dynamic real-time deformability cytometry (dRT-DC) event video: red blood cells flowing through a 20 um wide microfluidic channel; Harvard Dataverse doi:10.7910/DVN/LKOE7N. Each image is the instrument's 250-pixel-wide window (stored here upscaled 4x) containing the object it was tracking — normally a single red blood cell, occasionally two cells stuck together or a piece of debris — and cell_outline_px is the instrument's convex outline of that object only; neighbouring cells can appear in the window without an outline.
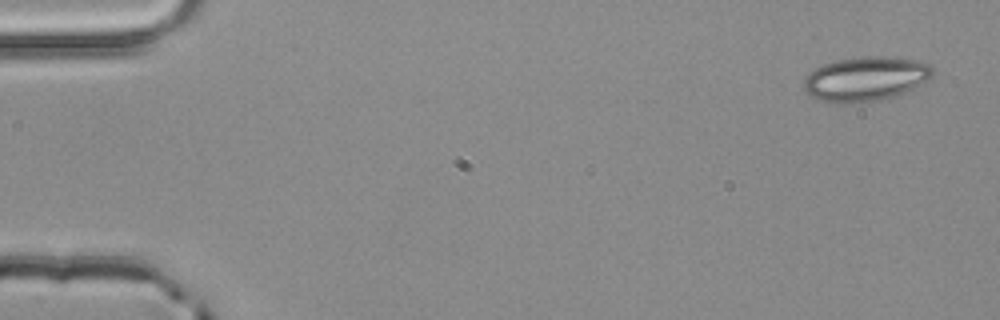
{"species": "common noctule bat (a hibernating species)", "species_latin": "Nyctalus noctula", "temperature_condition": "room temperature", "stored_images_in_passage": 4, "camera_frame_rate_fps": 3000, "um_per_image_px": 0.085, "animal": {"sex": "male", "body_mass_g": 20.4}, "frame": {"image": 1, "passage_image": 1, "time_ms": 0.0, "image_size_px": [1000, 320], "cell_outline_px": [[936, 72], [928, 80], [904, 92], [892, 96], [876, 100], [820, 100], [808, 96], [804, 88], [804, 76], [816, 68], [824, 64], [836, 60], [860, 56], [884, 56], [916, 60], [928, 64]], "centroid_in_image_um": [73.58, 6.64], "position_along_channel_um": 11.4, "area_um2": 32.48}}
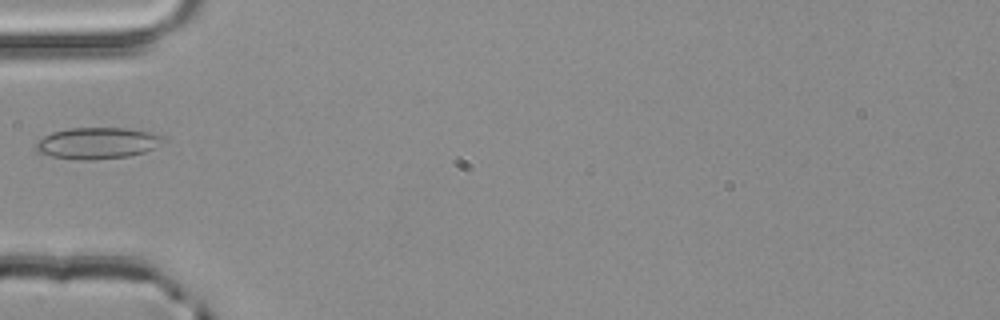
{"frame": {"image": 2, "passage_image": 4, "time_ms": 1.0, "image_size_px": [1000, 320], "cell_outline_px": [[164, 140], [160, 144], [144, 152], [128, 156], [92, 160], [80, 160], [52, 156], [36, 152], [36, 144], [44, 136], [52, 132], [68, 128], [128, 128], [148, 132], [164, 136]], "centroid_in_image_um": [8.26, 12.16], "position_along_channel_um": 76.7, "area_um2": 23.12}}